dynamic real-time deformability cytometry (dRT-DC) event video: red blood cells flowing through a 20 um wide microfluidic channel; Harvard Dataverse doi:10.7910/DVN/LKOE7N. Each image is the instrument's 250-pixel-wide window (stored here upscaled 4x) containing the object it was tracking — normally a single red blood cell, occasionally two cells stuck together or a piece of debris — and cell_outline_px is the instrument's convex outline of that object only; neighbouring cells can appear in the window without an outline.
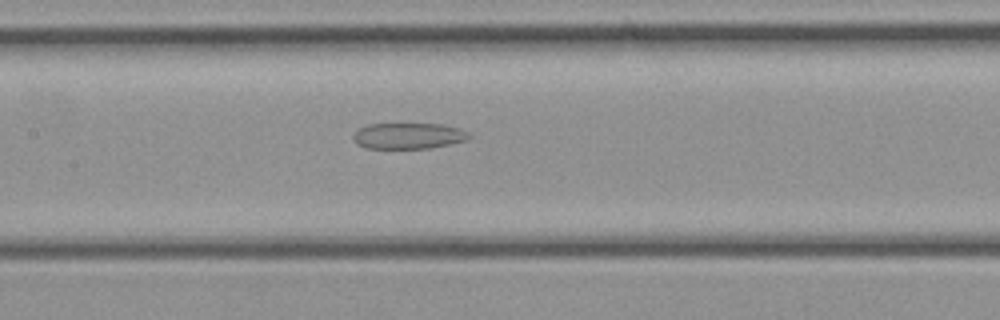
{"species": "common noctule bat (a hibernating species)", "species_latin": "Nyctalus noctula", "temperature_condition": "cold", "stored_images_in_passage": 22, "camera_frame_rate_fps": 3000, "um_per_image_px": 0.085, "animal": {"sex": "female", "body_mass_g": 21.9}, "frame": {"image": 1, "passage_image": 10, "time_ms": 3.0, "image_size_px": [1000, 320], "cell_outline_px": [[472, 136], [468, 140], [432, 148], [364, 148], [356, 144], [352, 140], [352, 132], [356, 128], [368, 124], [440, 124], [460, 128], [468, 132]], "centroid_in_image_um": [34.67, 11.55], "position_along_channel_um": 172.7, "area_um2": 17.92}}
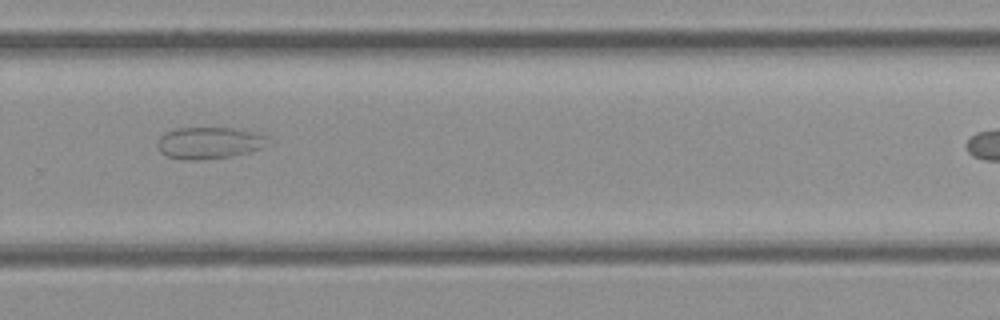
{"frame": {"image": 2, "passage_image": 17, "time_ms": 5.333, "image_size_px": [1000, 320], "cell_outline_px": [[272, 144], [248, 152], [232, 156], [204, 160], [180, 160], [168, 156], [160, 152], [156, 144], [160, 136], [164, 132], [176, 128], [232, 128], [256, 132], [268, 136]], "centroid_in_image_um": [17.8, 12.15], "position_along_channel_um": 312.0, "area_um2": 20.87}}
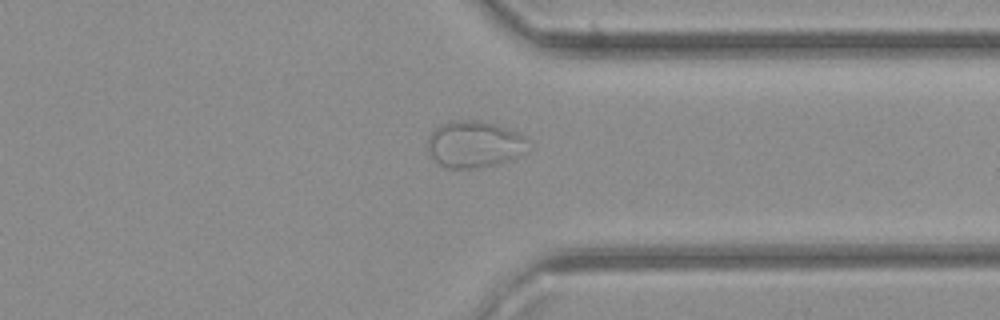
{"frame": {"image": 3, "passage_image": 20, "time_ms": 6.333, "image_size_px": [1000, 320], "cell_outline_px": [[528, 140], [516, 156], [512, 160], [480, 168], [448, 168], [440, 164], [428, 152], [428, 136], [440, 124], [448, 120], [476, 120], [508, 128], [528, 136]], "centroid_in_image_um": [40.28, 12.25], "position_along_channel_um": 371.1, "area_um2": 27.11}}